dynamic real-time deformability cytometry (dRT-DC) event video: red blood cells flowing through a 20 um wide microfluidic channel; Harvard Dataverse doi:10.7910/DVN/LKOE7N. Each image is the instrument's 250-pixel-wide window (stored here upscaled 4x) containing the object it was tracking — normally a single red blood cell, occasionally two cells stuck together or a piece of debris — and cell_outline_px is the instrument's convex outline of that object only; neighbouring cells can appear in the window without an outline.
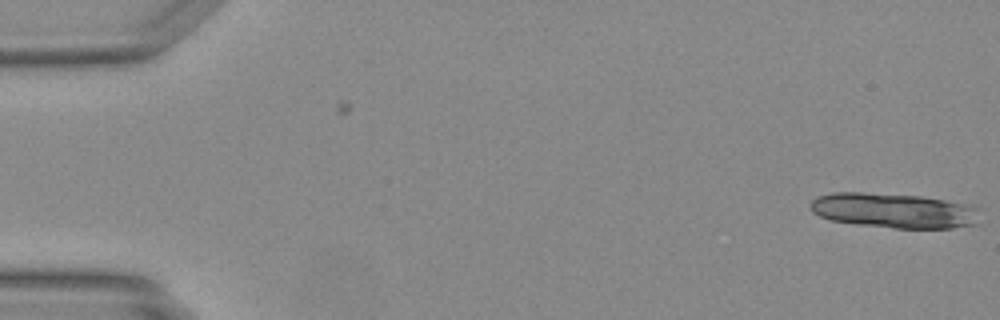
{"species": "Egyptian fruit bat (a non-hibernating species)", "species_latin": "Rousettus aegyptiacus", "temperature_condition": "warm", "stored_images_in_passage": 7, "camera_frame_rate_fps": 3000, "um_per_image_px": 0.085, "animal": {"sex": "female"}, "frame": {"image": 1, "passage_image": 7, "time_ms": 2.0, "image_size_px": [1000, 320], "cell_outline_px": [[976, 208], [972, 224], [952, 228], [896, 228], [860, 224], [832, 220], [820, 216], [812, 212], [808, 204], [816, 196], [832, 192], [864, 192], [920, 196], [972, 204]], "centroid_in_image_um": [75.88, 17.87], "position_along_channel_um": 9.1, "area_um2": 34.16}}